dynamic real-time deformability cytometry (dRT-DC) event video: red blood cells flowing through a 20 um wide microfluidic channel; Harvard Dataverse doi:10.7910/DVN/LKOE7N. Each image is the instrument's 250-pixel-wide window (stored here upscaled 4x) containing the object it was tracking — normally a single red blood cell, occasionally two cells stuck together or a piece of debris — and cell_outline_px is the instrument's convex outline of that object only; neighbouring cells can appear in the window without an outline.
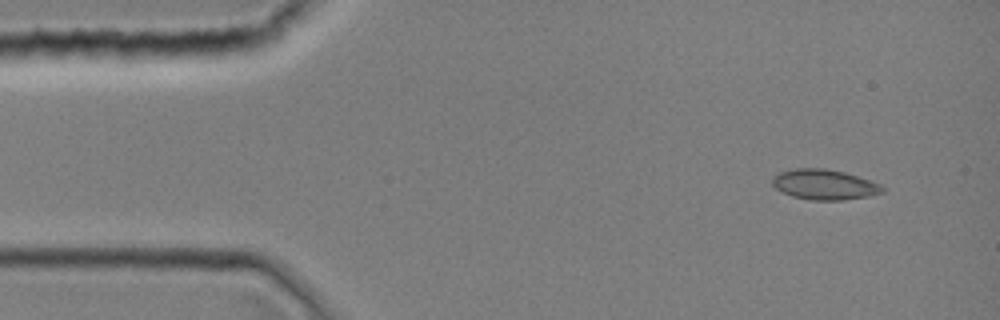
{"species": "common noctule bat (a hibernating species)", "species_latin": "Nyctalus noctula", "temperature_condition": "room temperature", "stored_images_in_passage": 1, "camera_frame_rate_fps": 3000, "um_per_image_px": 0.085, "animal": {"sex": "female", "body_mass_g": 19.0, "forearm_length_mm": 51.5}, "frame": {"image": 1, "passage_image": 1, "time_ms": 0.0, "image_size_px": [1000, 320], "cell_outline_px": [[884, 192], [868, 196], [844, 200], [812, 200], [792, 196], [776, 188], [772, 184], [772, 176], [780, 172], [796, 168], [824, 168], [844, 172], [880, 184], [884, 188]], "centroid_in_image_um": [70.06, 15.68], "position_along_channel_um": 14.9, "area_um2": 19.25}}